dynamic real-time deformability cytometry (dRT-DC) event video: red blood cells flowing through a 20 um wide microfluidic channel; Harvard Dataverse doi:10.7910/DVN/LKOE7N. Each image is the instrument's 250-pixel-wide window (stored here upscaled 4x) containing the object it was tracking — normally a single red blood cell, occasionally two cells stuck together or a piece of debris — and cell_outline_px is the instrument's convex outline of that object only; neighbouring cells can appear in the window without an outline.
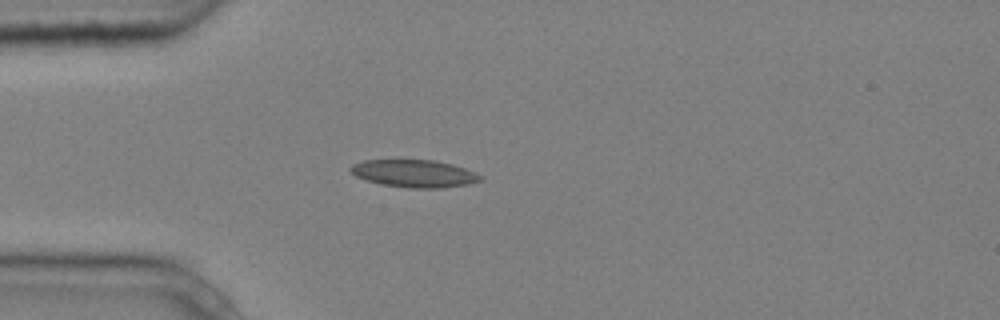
{"species": "common noctule bat (a hibernating species)", "species_latin": "Nyctalus noctula", "temperature_condition": "cold", "stored_images_in_passage": 5, "camera_frame_rate_fps": 3000, "um_per_image_px": 0.085, "animal": {"sex": "male", "body_mass_g": 20.4}, "frame": {"image": 1, "passage_image": 4, "time_ms": 1.0, "image_size_px": [1000, 320], "cell_outline_px": [[484, 180], [468, 184], [440, 188], [412, 188], [384, 184], [368, 180], [356, 176], [348, 168], [352, 164], [364, 160], [432, 160], [452, 164], [464, 168], [484, 176]], "centroid_in_image_um": [35.25, 14.74], "position_along_channel_um": 49.7, "area_um2": 20.63}}